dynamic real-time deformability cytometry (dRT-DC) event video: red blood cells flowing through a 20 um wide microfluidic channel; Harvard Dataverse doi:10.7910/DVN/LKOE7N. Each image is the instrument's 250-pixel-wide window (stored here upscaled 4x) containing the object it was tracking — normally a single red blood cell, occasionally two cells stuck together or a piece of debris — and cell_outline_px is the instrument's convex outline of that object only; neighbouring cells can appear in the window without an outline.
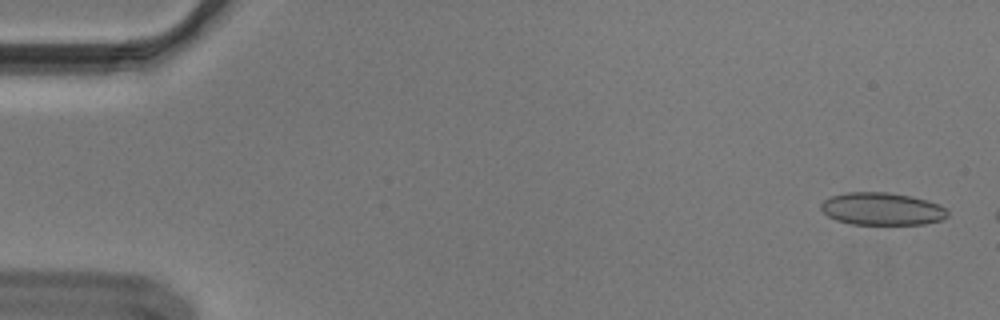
{"species": "Egyptian fruit bat (a non-hibernating species)", "species_latin": "Rousettus aegyptiacus", "temperature_condition": "cold", "stored_images_in_passage": 9, "camera_frame_rate_fps": 3000, "um_per_image_px": 0.085, "animal": {"sex": "male"}, "frame": {"image": 1, "passage_image": 2, "time_ms": 0.333, "image_size_px": [1000, 320], "cell_outline_px": [[948, 216], [940, 220], [924, 224], [852, 224], [836, 220], [828, 216], [820, 208], [820, 204], [824, 200], [832, 196], [848, 192], [888, 192], [912, 196], [936, 204], [944, 208], [948, 212]], "centroid_in_image_um": [74.94, 17.75], "position_along_channel_um": 10.1, "area_um2": 23.81}}